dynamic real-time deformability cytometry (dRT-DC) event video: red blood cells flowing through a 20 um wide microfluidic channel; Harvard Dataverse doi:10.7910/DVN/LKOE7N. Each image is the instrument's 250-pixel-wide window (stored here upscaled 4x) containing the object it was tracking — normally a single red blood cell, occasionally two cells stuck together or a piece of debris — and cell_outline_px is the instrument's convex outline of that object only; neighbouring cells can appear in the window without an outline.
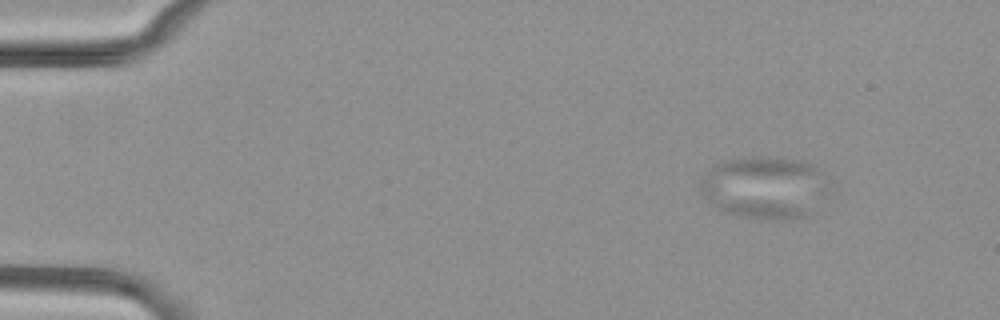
{"species": "common noctule bat (a hibernating species)", "species_latin": "Nyctalus noctula", "temperature_condition": "cold", "stored_images_in_passage": 50, "camera_frame_rate_fps": 3000, "um_per_image_px": 0.085, "animal": {"sex": "female", "body_mass_g": 29.2, "forearm_length_mm": 56.3}, "frame": {"image": 1, "passage_image": 1, "time_ms": 0.0, "image_size_px": [1000, 320], "cell_outline_px": [[832, 192], [808, 216], [800, 220], [760, 220], [736, 216], [724, 212], [712, 204], [700, 192], [700, 180], [704, 172], [712, 164], [724, 160], [752, 156], [756, 156], [808, 160], [816, 164], [832, 176]], "centroid_in_image_um": [65.14, 15.93], "position_along_channel_um": 19.9, "area_um2": 49.42}}
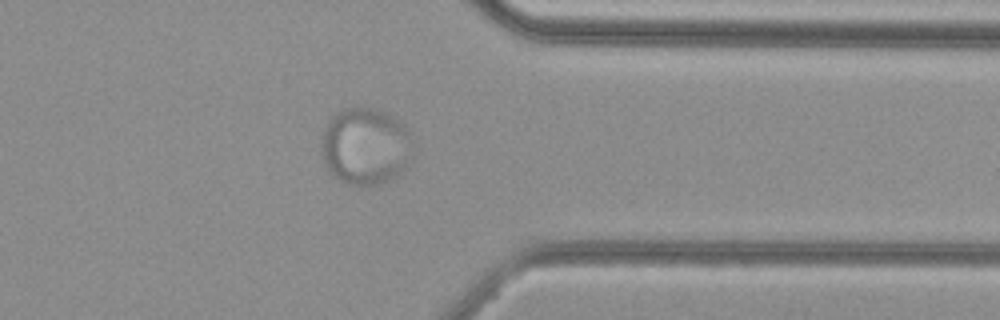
{"frame": {"image": 2, "passage_image": 39, "time_ms": 12.667, "image_size_px": [1000, 320], "cell_outline_px": [[408, 164], [396, 176], [380, 184], [344, 184], [332, 176], [324, 164], [320, 148], [320, 144], [324, 128], [328, 120], [336, 112], [344, 108], [364, 104], [396, 116], [408, 128]], "centroid_in_image_um": [30.98, 12.38], "position_along_channel_um": 380.4, "area_um2": 41.44}}
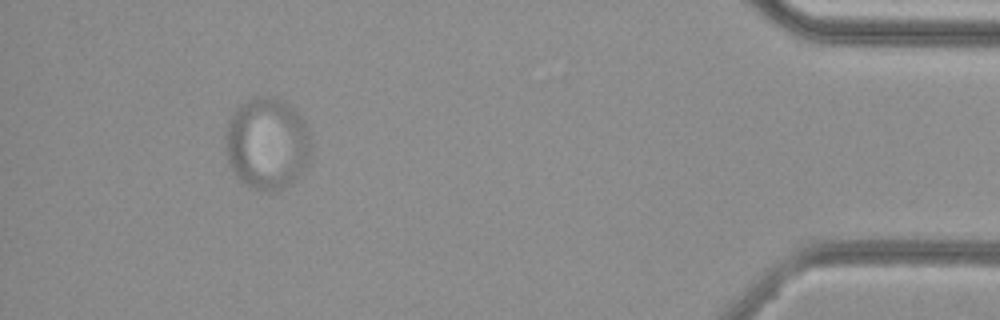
{"frame": {"image": 3, "passage_image": 46, "time_ms": 15.0, "image_size_px": [1000, 320], "cell_outline_px": [[308, 156], [304, 168], [296, 180], [272, 192], [268, 192], [244, 184], [232, 172], [228, 164], [224, 148], [224, 140], [228, 120], [232, 112], [236, 108], [248, 100], [256, 96], [268, 96], [280, 100], [288, 104], [308, 124]], "centroid_in_image_um": [22.64, 12.2], "position_along_channel_um": 412.6, "area_um2": 45.78}}